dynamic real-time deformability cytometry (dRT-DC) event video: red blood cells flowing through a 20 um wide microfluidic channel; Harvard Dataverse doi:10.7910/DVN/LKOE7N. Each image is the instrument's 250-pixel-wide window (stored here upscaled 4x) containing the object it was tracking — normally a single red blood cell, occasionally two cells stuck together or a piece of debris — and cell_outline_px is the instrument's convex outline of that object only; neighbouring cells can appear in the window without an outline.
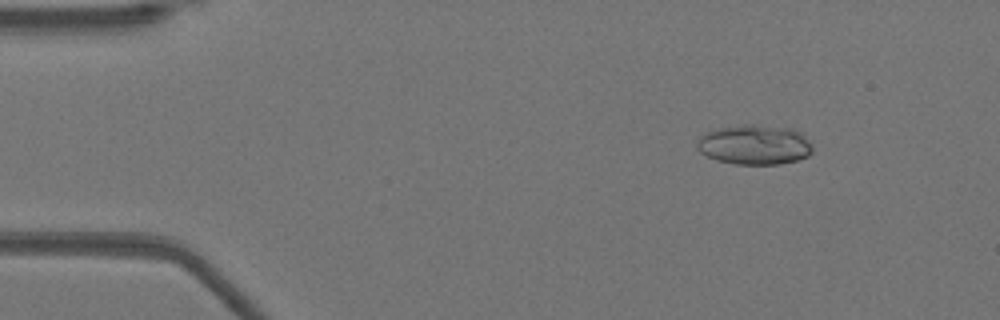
{"species": "Egyptian fruit bat (a non-hibernating species)", "species_latin": "Rousettus aegyptiacus", "temperature_condition": "warm", "stored_images_in_passage": 52, "camera_frame_rate_fps": 3000, "um_per_image_px": 0.085, "animal": {"sex": "female"}, "frame": {"image": 1, "passage_image": 7, "time_ms": 2.0, "image_size_px": [1000, 320], "cell_outline_px": [[812, 152], [808, 156], [796, 160], [780, 164], [736, 164], [716, 160], [700, 152], [696, 148], [696, 140], [700, 136], [708, 132], [720, 128], [744, 124], [752, 124], [792, 128], [800, 132], [812, 148]], "centroid_in_image_um": [64.11, 12.3], "position_along_channel_um": 20.9, "area_um2": 26.7}}
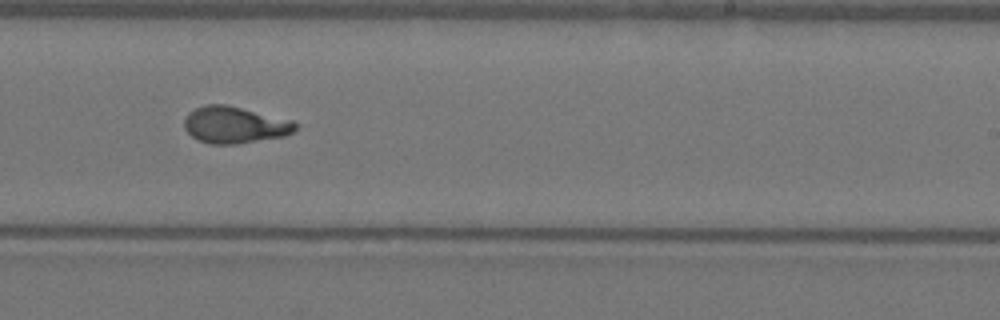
{"frame": {"image": 2, "passage_image": 32, "time_ms": 10.333, "image_size_px": [1000, 320], "cell_outline_px": [[296, 128], [292, 132], [284, 136], [236, 144], [208, 144], [196, 140], [184, 128], [184, 120], [188, 112], [204, 104], [224, 104], [292, 120], [296, 124]], "centroid_in_image_um": [19.9, 10.62], "position_along_channel_um": 269.1, "area_um2": 23.7}}
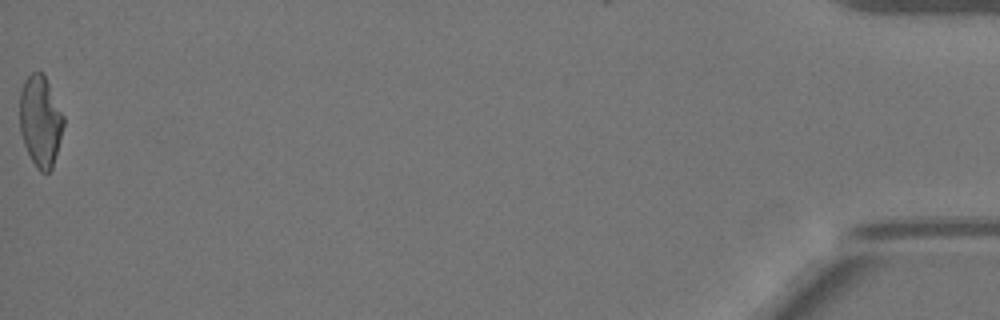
{"frame": {"image": 3, "passage_image": 52, "time_ms": 17.0, "image_size_px": [1000, 320], "cell_outline_px": [[64, 124], [52, 168], [48, 172], [40, 172], [36, 168], [24, 144], [20, 132], [20, 92], [24, 80], [32, 72], [44, 72], [64, 116]], "centroid_in_image_um": [3.43, 10.26], "position_along_channel_um": 431.8, "area_um2": 23.24}, "authors_computed_cell_mechanics": {"area_um2": 23.6691, "velocity_mm_per_s": 3.9501, "shape_relaxation_time_tau1_ms": null, "shape_relaxation_time_tau2_ms": 1.2081, "deformation_change_tau1": null, "deformation_change_tau2": 0.0708}}